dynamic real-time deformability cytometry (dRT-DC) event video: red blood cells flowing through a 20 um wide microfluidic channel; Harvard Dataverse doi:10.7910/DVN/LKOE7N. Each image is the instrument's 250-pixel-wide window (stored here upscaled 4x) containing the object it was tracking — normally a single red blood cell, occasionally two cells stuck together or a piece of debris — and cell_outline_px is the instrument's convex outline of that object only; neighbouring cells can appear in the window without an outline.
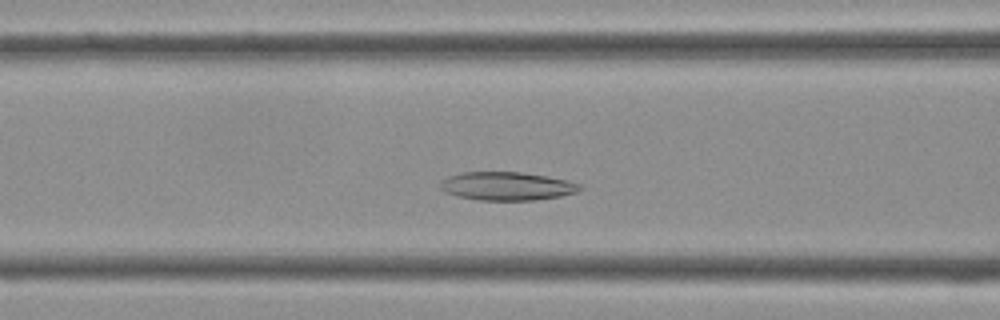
{"species": "Egyptian fruit bat (a non-hibernating species)", "species_latin": "Rousettus aegyptiacus", "temperature_condition": "cold", "stored_images_in_passage": 37, "camera_frame_rate_fps": 3000, "um_per_image_px": 0.085, "frame": {"image": 1, "passage_image": 12, "time_ms": 3.667, "image_size_px": [1000, 320], "cell_outline_px": [[584, 188], [576, 192], [560, 196], [536, 200], [480, 200], [456, 196], [444, 192], [440, 188], [440, 180], [448, 176], [464, 172], [520, 172], [568, 180], [580, 184]], "centroid_in_image_um": [43.06, 15.82], "position_along_channel_um": 123.5, "area_um2": 23.12}}
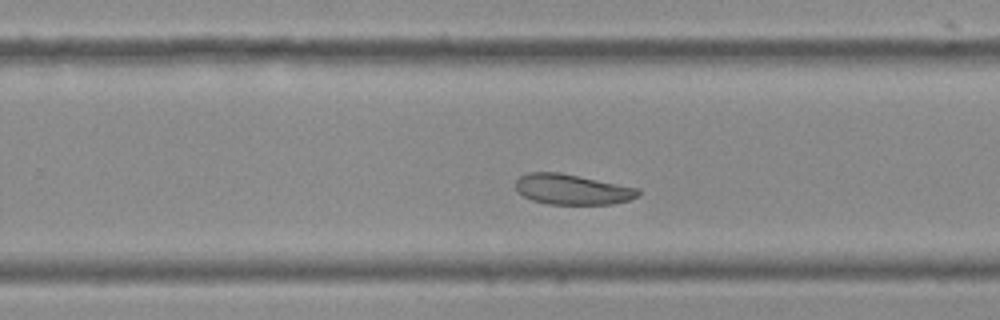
{"frame": {"image": 2, "passage_image": 22, "time_ms": 7.0, "image_size_px": [1000, 320], "cell_outline_px": [[640, 196], [628, 200], [612, 204], [548, 204], [532, 200], [524, 196], [516, 188], [516, 180], [520, 176], [528, 172], [560, 172], [640, 188]], "centroid_in_image_um": [48.66, 16.09], "position_along_channel_um": 281.1, "area_um2": 21.73}}
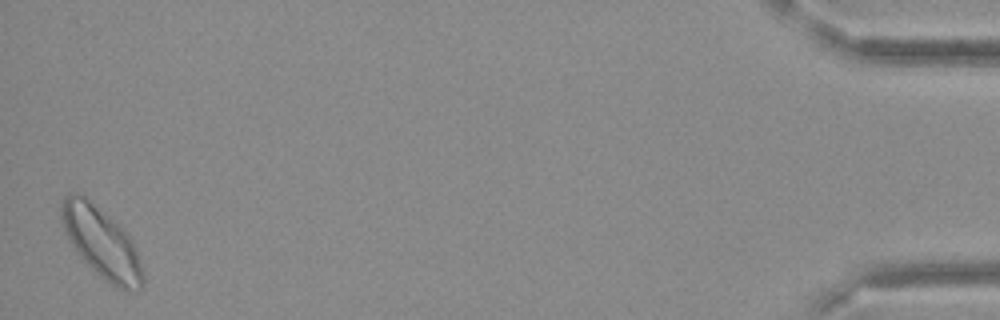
{"frame": {"image": 3, "passage_image": 37, "time_ms": 12.0, "image_size_px": [1000, 320], "cell_outline_px": [[144, 288], [136, 292], [128, 292], [116, 288], [104, 280], [80, 256], [64, 232], [60, 220], [60, 204], [64, 196], [68, 192], [76, 192], [84, 196], [120, 224], [136, 248], [144, 276]], "centroid_in_image_um": [8.63, 20.64], "position_along_channel_um": 426.6, "area_um2": 33.87}}